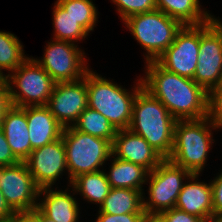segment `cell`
Returning <instances> with one entry per match:
<instances>
[{
  "label": "cell",
  "mask_w": 222,
  "mask_h": 222,
  "mask_svg": "<svg viewBox=\"0 0 222 222\" xmlns=\"http://www.w3.org/2000/svg\"><path fill=\"white\" fill-rule=\"evenodd\" d=\"M212 186V201L213 215H222V172L215 177L211 182Z\"/></svg>",
  "instance_id": "obj_33"
},
{
  "label": "cell",
  "mask_w": 222,
  "mask_h": 222,
  "mask_svg": "<svg viewBox=\"0 0 222 222\" xmlns=\"http://www.w3.org/2000/svg\"><path fill=\"white\" fill-rule=\"evenodd\" d=\"M23 47L17 36L0 31V78L6 77L2 70L12 73L28 58Z\"/></svg>",
  "instance_id": "obj_25"
},
{
  "label": "cell",
  "mask_w": 222,
  "mask_h": 222,
  "mask_svg": "<svg viewBox=\"0 0 222 222\" xmlns=\"http://www.w3.org/2000/svg\"><path fill=\"white\" fill-rule=\"evenodd\" d=\"M191 173L183 167L177 166L168 159H164L149 172L148 200L143 199V209L148 215H159L161 212L175 208L178 195L182 190L183 180Z\"/></svg>",
  "instance_id": "obj_8"
},
{
  "label": "cell",
  "mask_w": 222,
  "mask_h": 222,
  "mask_svg": "<svg viewBox=\"0 0 222 222\" xmlns=\"http://www.w3.org/2000/svg\"><path fill=\"white\" fill-rule=\"evenodd\" d=\"M201 222H222V217L212 215V216H209V217H206V218L202 219Z\"/></svg>",
  "instance_id": "obj_39"
},
{
  "label": "cell",
  "mask_w": 222,
  "mask_h": 222,
  "mask_svg": "<svg viewBox=\"0 0 222 222\" xmlns=\"http://www.w3.org/2000/svg\"><path fill=\"white\" fill-rule=\"evenodd\" d=\"M0 222H21V213L16 214L9 219L0 220Z\"/></svg>",
  "instance_id": "obj_40"
},
{
  "label": "cell",
  "mask_w": 222,
  "mask_h": 222,
  "mask_svg": "<svg viewBox=\"0 0 222 222\" xmlns=\"http://www.w3.org/2000/svg\"><path fill=\"white\" fill-rule=\"evenodd\" d=\"M143 222H164L163 219L159 215H148L143 219Z\"/></svg>",
  "instance_id": "obj_38"
},
{
  "label": "cell",
  "mask_w": 222,
  "mask_h": 222,
  "mask_svg": "<svg viewBox=\"0 0 222 222\" xmlns=\"http://www.w3.org/2000/svg\"><path fill=\"white\" fill-rule=\"evenodd\" d=\"M56 2L88 33L94 30L98 21V12L92 0H57Z\"/></svg>",
  "instance_id": "obj_27"
},
{
  "label": "cell",
  "mask_w": 222,
  "mask_h": 222,
  "mask_svg": "<svg viewBox=\"0 0 222 222\" xmlns=\"http://www.w3.org/2000/svg\"><path fill=\"white\" fill-rule=\"evenodd\" d=\"M71 186L72 191L79 192L83 199L100 205L111 189L105 170L81 174L71 181Z\"/></svg>",
  "instance_id": "obj_23"
},
{
  "label": "cell",
  "mask_w": 222,
  "mask_h": 222,
  "mask_svg": "<svg viewBox=\"0 0 222 222\" xmlns=\"http://www.w3.org/2000/svg\"><path fill=\"white\" fill-rule=\"evenodd\" d=\"M0 128L3 130L14 156L20 162H24L32 152L26 107L12 105L0 120Z\"/></svg>",
  "instance_id": "obj_16"
},
{
  "label": "cell",
  "mask_w": 222,
  "mask_h": 222,
  "mask_svg": "<svg viewBox=\"0 0 222 222\" xmlns=\"http://www.w3.org/2000/svg\"><path fill=\"white\" fill-rule=\"evenodd\" d=\"M0 190L16 213H30L38 207L39 190L25 162L0 167ZM38 199V200H37Z\"/></svg>",
  "instance_id": "obj_11"
},
{
  "label": "cell",
  "mask_w": 222,
  "mask_h": 222,
  "mask_svg": "<svg viewBox=\"0 0 222 222\" xmlns=\"http://www.w3.org/2000/svg\"><path fill=\"white\" fill-rule=\"evenodd\" d=\"M54 39L77 42L85 39L88 32L57 2L53 8Z\"/></svg>",
  "instance_id": "obj_26"
},
{
  "label": "cell",
  "mask_w": 222,
  "mask_h": 222,
  "mask_svg": "<svg viewBox=\"0 0 222 222\" xmlns=\"http://www.w3.org/2000/svg\"><path fill=\"white\" fill-rule=\"evenodd\" d=\"M74 129L113 143L116 130L98 111L87 107L72 126Z\"/></svg>",
  "instance_id": "obj_24"
},
{
  "label": "cell",
  "mask_w": 222,
  "mask_h": 222,
  "mask_svg": "<svg viewBox=\"0 0 222 222\" xmlns=\"http://www.w3.org/2000/svg\"><path fill=\"white\" fill-rule=\"evenodd\" d=\"M144 192L133 189L111 188L99 212L107 214L146 213L143 209Z\"/></svg>",
  "instance_id": "obj_22"
},
{
  "label": "cell",
  "mask_w": 222,
  "mask_h": 222,
  "mask_svg": "<svg viewBox=\"0 0 222 222\" xmlns=\"http://www.w3.org/2000/svg\"><path fill=\"white\" fill-rule=\"evenodd\" d=\"M95 222H143L146 213L107 214L98 212Z\"/></svg>",
  "instance_id": "obj_30"
},
{
  "label": "cell",
  "mask_w": 222,
  "mask_h": 222,
  "mask_svg": "<svg viewBox=\"0 0 222 222\" xmlns=\"http://www.w3.org/2000/svg\"><path fill=\"white\" fill-rule=\"evenodd\" d=\"M46 106L63 128L73 126L88 107L86 74L76 81L55 83Z\"/></svg>",
  "instance_id": "obj_13"
},
{
  "label": "cell",
  "mask_w": 222,
  "mask_h": 222,
  "mask_svg": "<svg viewBox=\"0 0 222 222\" xmlns=\"http://www.w3.org/2000/svg\"><path fill=\"white\" fill-rule=\"evenodd\" d=\"M109 173H106L111 188H124L144 191L143 184L149 171L141 165L120 160L114 157L111 161Z\"/></svg>",
  "instance_id": "obj_20"
},
{
  "label": "cell",
  "mask_w": 222,
  "mask_h": 222,
  "mask_svg": "<svg viewBox=\"0 0 222 222\" xmlns=\"http://www.w3.org/2000/svg\"><path fill=\"white\" fill-rule=\"evenodd\" d=\"M199 174H191L182 186L175 208L199 218L213 215L212 186L197 182Z\"/></svg>",
  "instance_id": "obj_17"
},
{
  "label": "cell",
  "mask_w": 222,
  "mask_h": 222,
  "mask_svg": "<svg viewBox=\"0 0 222 222\" xmlns=\"http://www.w3.org/2000/svg\"><path fill=\"white\" fill-rule=\"evenodd\" d=\"M193 81L207 92L222 83V22L216 17L200 25L198 64Z\"/></svg>",
  "instance_id": "obj_9"
},
{
  "label": "cell",
  "mask_w": 222,
  "mask_h": 222,
  "mask_svg": "<svg viewBox=\"0 0 222 222\" xmlns=\"http://www.w3.org/2000/svg\"><path fill=\"white\" fill-rule=\"evenodd\" d=\"M199 0H156V8L183 25H203L214 17L201 9Z\"/></svg>",
  "instance_id": "obj_21"
},
{
  "label": "cell",
  "mask_w": 222,
  "mask_h": 222,
  "mask_svg": "<svg viewBox=\"0 0 222 222\" xmlns=\"http://www.w3.org/2000/svg\"><path fill=\"white\" fill-rule=\"evenodd\" d=\"M62 139L66 150L68 175L71 181L85 173L100 171L105 161L112 157V143L74 129L65 127Z\"/></svg>",
  "instance_id": "obj_6"
},
{
  "label": "cell",
  "mask_w": 222,
  "mask_h": 222,
  "mask_svg": "<svg viewBox=\"0 0 222 222\" xmlns=\"http://www.w3.org/2000/svg\"><path fill=\"white\" fill-rule=\"evenodd\" d=\"M11 106L8 84L5 78H0V120Z\"/></svg>",
  "instance_id": "obj_34"
},
{
  "label": "cell",
  "mask_w": 222,
  "mask_h": 222,
  "mask_svg": "<svg viewBox=\"0 0 222 222\" xmlns=\"http://www.w3.org/2000/svg\"><path fill=\"white\" fill-rule=\"evenodd\" d=\"M164 222H201L202 218L188 214L177 208L163 211L159 214Z\"/></svg>",
  "instance_id": "obj_31"
},
{
  "label": "cell",
  "mask_w": 222,
  "mask_h": 222,
  "mask_svg": "<svg viewBox=\"0 0 222 222\" xmlns=\"http://www.w3.org/2000/svg\"><path fill=\"white\" fill-rule=\"evenodd\" d=\"M5 80L11 104L16 107L47 105L55 86L50 75L33 57H28L16 70L6 75Z\"/></svg>",
  "instance_id": "obj_7"
},
{
  "label": "cell",
  "mask_w": 222,
  "mask_h": 222,
  "mask_svg": "<svg viewBox=\"0 0 222 222\" xmlns=\"http://www.w3.org/2000/svg\"><path fill=\"white\" fill-rule=\"evenodd\" d=\"M218 129L207 117L177 120L174 127L173 150L168 158L191 174H199L206 165L212 139V130Z\"/></svg>",
  "instance_id": "obj_4"
},
{
  "label": "cell",
  "mask_w": 222,
  "mask_h": 222,
  "mask_svg": "<svg viewBox=\"0 0 222 222\" xmlns=\"http://www.w3.org/2000/svg\"><path fill=\"white\" fill-rule=\"evenodd\" d=\"M36 185L52 187L67 168L66 150L62 137L50 144L32 150L24 161Z\"/></svg>",
  "instance_id": "obj_14"
},
{
  "label": "cell",
  "mask_w": 222,
  "mask_h": 222,
  "mask_svg": "<svg viewBox=\"0 0 222 222\" xmlns=\"http://www.w3.org/2000/svg\"><path fill=\"white\" fill-rule=\"evenodd\" d=\"M116 6L120 14V18L124 21L127 18L153 11L156 8V0H111Z\"/></svg>",
  "instance_id": "obj_28"
},
{
  "label": "cell",
  "mask_w": 222,
  "mask_h": 222,
  "mask_svg": "<svg viewBox=\"0 0 222 222\" xmlns=\"http://www.w3.org/2000/svg\"><path fill=\"white\" fill-rule=\"evenodd\" d=\"M26 118L32 150L62 137L64 128L46 105L26 107Z\"/></svg>",
  "instance_id": "obj_18"
},
{
  "label": "cell",
  "mask_w": 222,
  "mask_h": 222,
  "mask_svg": "<svg viewBox=\"0 0 222 222\" xmlns=\"http://www.w3.org/2000/svg\"><path fill=\"white\" fill-rule=\"evenodd\" d=\"M143 88L158 99L176 120L207 117L208 92L193 79L161 67L156 61L146 62Z\"/></svg>",
  "instance_id": "obj_1"
},
{
  "label": "cell",
  "mask_w": 222,
  "mask_h": 222,
  "mask_svg": "<svg viewBox=\"0 0 222 222\" xmlns=\"http://www.w3.org/2000/svg\"><path fill=\"white\" fill-rule=\"evenodd\" d=\"M176 119L147 90L136 95L129 129L143 137L164 159H168L174 144Z\"/></svg>",
  "instance_id": "obj_2"
},
{
  "label": "cell",
  "mask_w": 222,
  "mask_h": 222,
  "mask_svg": "<svg viewBox=\"0 0 222 222\" xmlns=\"http://www.w3.org/2000/svg\"><path fill=\"white\" fill-rule=\"evenodd\" d=\"M207 118L222 128V83L208 91Z\"/></svg>",
  "instance_id": "obj_29"
},
{
  "label": "cell",
  "mask_w": 222,
  "mask_h": 222,
  "mask_svg": "<svg viewBox=\"0 0 222 222\" xmlns=\"http://www.w3.org/2000/svg\"><path fill=\"white\" fill-rule=\"evenodd\" d=\"M124 24L147 52L146 62L156 61L184 26L158 9L133 15L124 20Z\"/></svg>",
  "instance_id": "obj_5"
},
{
  "label": "cell",
  "mask_w": 222,
  "mask_h": 222,
  "mask_svg": "<svg viewBox=\"0 0 222 222\" xmlns=\"http://www.w3.org/2000/svg\"><path fill=\"white\" fill-rule=\"evenodd\" d=\"M77 46L70 41L53 39L46 45L42 60L36 58L35 61L55 83L79 80L89 68L84 51Z\"/></svg>",
  "instance_id": "obj_10"
},
{
  "label": "cell",
  "mask_w": 222,
  "mask_h": 222,
  "mask_svg": "<svg viewBox=\"0 0 222 222\" xmlns=\"http://www.w3.org/2000/svg\"><path fill=\"white\" fill-rule=\"evenodd\" d=\"M15 215L16 213L9 207L0 190V220L9 219Z\"/></svg>",
  "instance_id": "obj_35"
},
{
  "label": "cell",
  "mask_w": 222,
  "mask_h": 222,
  "mask_svg": "<svg viewBox=\"0 0 222 222\" xmlns=\"http://www.w3.org/2000/svg\"><path fill=\"white\" fill-rule=\"evenodd\" d=\"M138 164L149 172L164 158L140 135L130 129L118 130L112 143V158Z\"/></svg>",
  "instance_id": "obj_15"
},
{
  "label": "cell",
  "mask_w": 222,
  "mask_h": 222,
  "mask_svg": "<svg viewBox=\"0 0 222 222\" xmlns=\"http://www.w3.org/2000/svg\"><path fill=\"white\" fill-rule=\"evenodd\" d=\"M137 81L134 90L129 92L89 69L86 72L88 107L107 118L116 131L129 129L134 99L143 88L142 79Z\"/></svg>",
  "instance_id": "obj_3"
},
{
  "label": "cell",
  "mask_w": 222,
  "mask_h": 222,
  "mask_svg": "<svg viewBox=\"0 0 222 222\" xmlns=\"http://www.w3.org/2000/svg\"><path fill=\"white\" fill-rule=\"evenodd\" d=\"M40 222H56L48 218L38 207L31 212Z\"/></svg>",
  "instance_id": "obj_36"
},
{
  "label": "cell",
  "mask_w": 222,
  "mask_h": 222,
  "mask_svg": "<svg viewBox=\"0 0 222 222\" xmlns=\"http://www.w3.org/2000/svg\"><path fill=\"white\" fill-rule=\"evenodd\" d=\"M199 46L200 25H184L156 62L170 72L193 79L198 64Z\"/></svg>",
  "instance_id": "obj_12"
},
{
  "label": "cell",
  "mask_w": 222,
  "mask_h": 222,
  "mask_svg": "<svg viewBox=\"0 0 222 222\" xmlns=\"http://www.w3.org/2000/svg\"><path fill=\"white\" fill-rule=\"evenodd\" d=\"M19 162L12 153L3 130L0 128V167L12 166Z\"/></svg>",
  "instance_id": "obj_32"
},
{
  "label": "cell",
  "mask_w": 222,
  "mask_h": 222,
  "mask_svg": "<svg viewBox=\"0 0 222 222\" xmlns=\"http://www.w3.org/2000/svg\"><path fill=\"white\" fill-rule=\"evenodd\" d=\"M21 222H40L31 212L21 213Z\"/></svg>",
  "instance_id": "obj_37"
},
{
  "label": "cell",
  "mask_w": 222,
  "mask_h": 222,
  "mask_svg": "<svg viewBox=\"0 0 222 222\" xmlns=\"http://www.w3.org/2000/svg\"><path fill=\"white\" fill-rule=\"evenodd\" d=\"M67 191L54 190L51 187L41 188L39 197L44 198L38 203V208L50 219L56 222H78L79 205L76 199Z\"/></svg>",
  "instance_id": "obj_19"
}]
</instances>
